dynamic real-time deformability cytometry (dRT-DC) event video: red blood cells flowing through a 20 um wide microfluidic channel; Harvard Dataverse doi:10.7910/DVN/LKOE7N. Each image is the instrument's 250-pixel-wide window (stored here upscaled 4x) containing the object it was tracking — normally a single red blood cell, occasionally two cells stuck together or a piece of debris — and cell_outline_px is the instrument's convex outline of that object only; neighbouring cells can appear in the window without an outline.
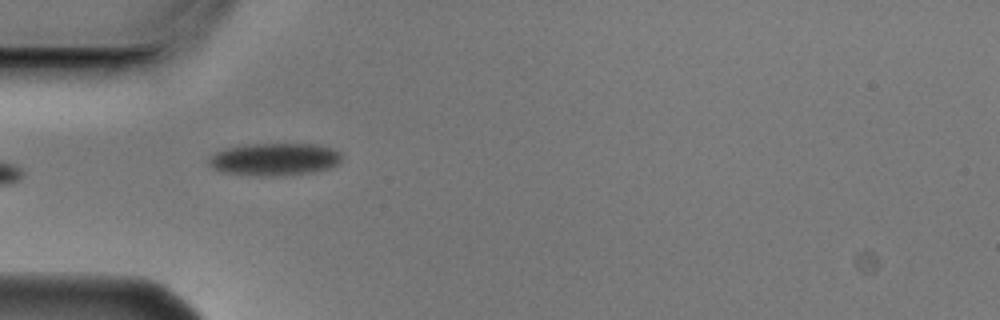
{"species": "Egyptian fruit bat (a non-hibernating species)", "species_latin": "Rousettus aegyptiacus", "temperature_condition": "cold", "stored_images_in_passage": 6, "camera_frame_rate_fps": 3000, "um_per_image_px": 0.085, "animal": {"sex": "male"}, "frame": {"image": 1, "passage_image": 4, "time_ms": 1.0, "image_size_px": [1000, 320], "cell_outline_px": [[340, 160], [336, 164], [328, 168], [312, 172], [272, 176], [260, 176], [224, 172], [212, 168], [208, 164], [208, 160], [216, 152], [228, 148], [248, 144], [316, 144], [332, 148], [340, 152]], "centroid_in_image_um": [23.32, 13.53], "position_along_channel_um": 61.7, "area_um2": 24.85}}
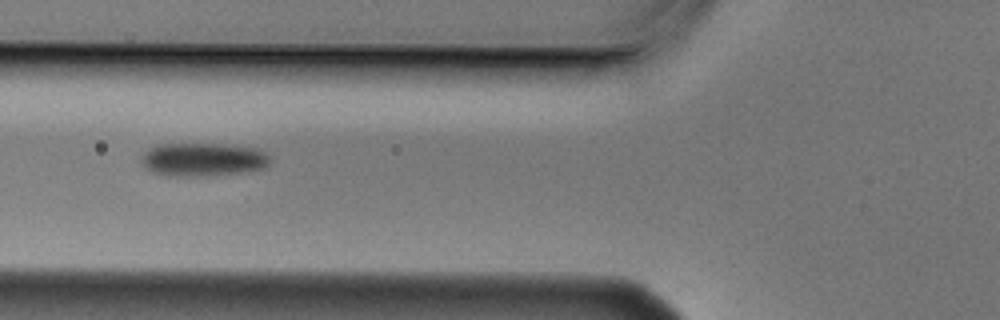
{"frame": {"image": 2, "passage_image": 5, "time_ms": 1.333, "image_size_px": [1000, 320], "cell_outline_px": [[272, 160], [264, 168], [240, 172], [156, 172], [148, 168], [144, 164], [140, 156], [144, 152], [160, 144], [220, 144], [256, 148], [264, 152]], "centroid_in_image_um": [17.35, 13.46], "position_along_channel_um": 108.5, "area_um2": 22.95}}
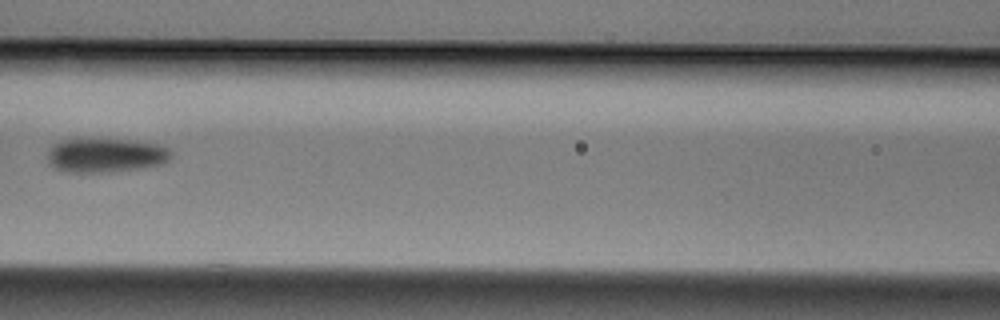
{"frame": {"image": 3, "passage_image": 6, "time_ms": 1.667, "image_size_px": [1000, 320], "cell_outline_px": [[172, 156], [168, 160], [160, 164], [136, 168], [100, 172], [64, 172], [52, 168], [48, 164], [48, 148], [52, 144], [60, 140], [128, 140], [160, 144], [172, 148]], "centroid_in_image_um": [8.95, 13.2], "position_along_channel_um": 157.6, "area_um2": 24.51}}